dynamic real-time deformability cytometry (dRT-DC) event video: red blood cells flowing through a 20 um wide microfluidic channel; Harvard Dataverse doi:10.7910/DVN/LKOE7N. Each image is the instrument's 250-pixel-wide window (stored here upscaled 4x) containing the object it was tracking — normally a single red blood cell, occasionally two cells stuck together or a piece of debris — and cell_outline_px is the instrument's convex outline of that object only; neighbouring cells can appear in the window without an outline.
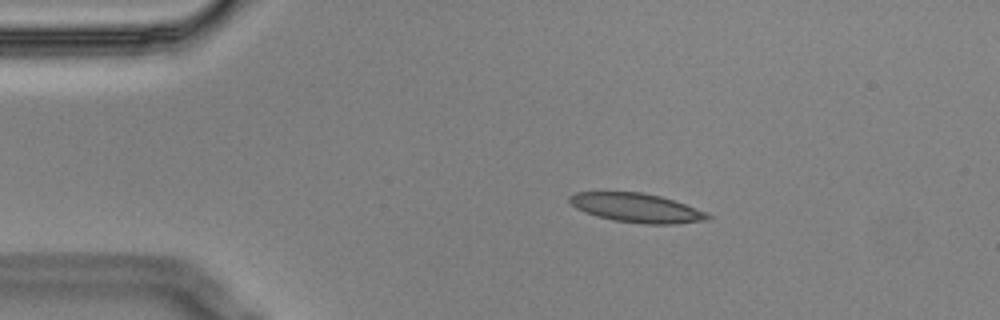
{"species": "Egyptian fruit bat (a non-hibernating species)", "species_latin": "Rousettus aegyptiacus", "temperature_condition": "cold", "stored_images_in_passage": 3, "camera_frame_rate_fps": 3000, "um_per_image_px": 0.085, "animal": {"sex": "male"}, "frame": {"image": 1, "passage_image": 2, "time_ms": 0.333, "image_size_px": [1000, 320], "cell_outline_px": [[712, 216], [708, 220], [676, 224], [644, 224], [612, 220], [596, 216], [584, 212], [576, 208], [568, 200], [568, 196], [576, 192], [640, 192], [660, 196], [708, 212]], "centroid_in_image_um": [54.11, 17.68], "position_along_channel_um": 30.9, "area_um2": 23.47}}